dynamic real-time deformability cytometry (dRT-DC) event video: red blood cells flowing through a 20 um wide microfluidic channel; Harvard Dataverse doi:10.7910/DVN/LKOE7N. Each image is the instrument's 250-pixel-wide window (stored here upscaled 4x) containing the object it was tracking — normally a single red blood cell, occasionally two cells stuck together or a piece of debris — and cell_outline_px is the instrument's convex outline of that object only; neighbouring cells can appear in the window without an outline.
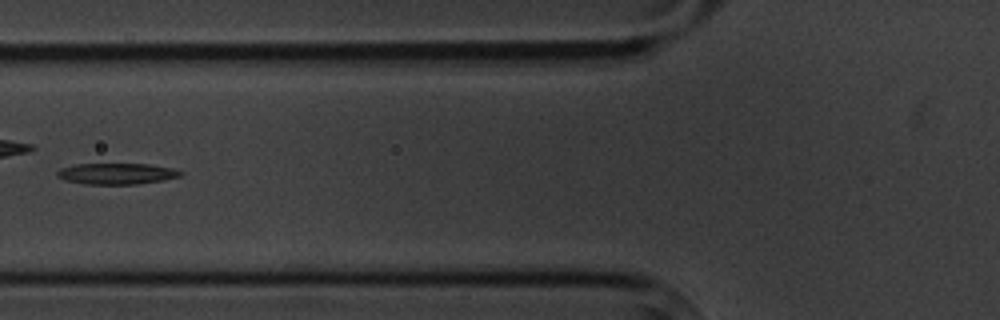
{"species": "common noctule bat (a hibernating species)", "species_latin": "Nyctalus noctula", "temperature_condition": "cold", "stored_images_in_passage": 7, "camera_frame_rate_fps": 3000, "um_per_image_px": 0.085, "animal": {"sex": "male", "body_mass_g": 20.1, "forearm_length_mm": 53.5}, "frame": {"image": 1, "passage_image": 7, "time_ms": 7.333, "image_size_px": [1000, 320], "cell_outline_px": [[184, 172], [180, 176], [164, 180], [136, 184], [84, 184], [64, 180], [56, 176], [56, 172], [60, 168], [76, 164], [148, 164], [172, 168]], "centroid_in_image_um": [9.89, 14.76], "position_along_channel_um": 115.9, "area_um2": 15.2}}